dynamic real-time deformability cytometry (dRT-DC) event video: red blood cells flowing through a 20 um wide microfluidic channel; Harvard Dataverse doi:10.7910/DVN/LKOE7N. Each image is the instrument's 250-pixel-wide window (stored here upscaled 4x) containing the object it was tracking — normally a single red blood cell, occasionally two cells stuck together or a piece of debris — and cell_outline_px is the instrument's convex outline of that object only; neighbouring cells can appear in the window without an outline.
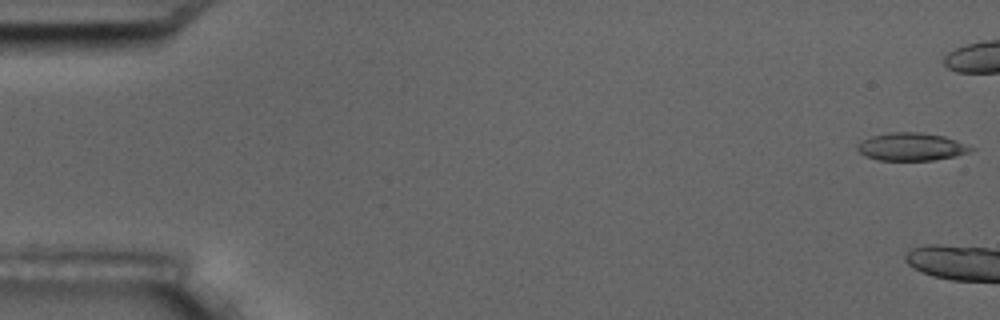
{"species": "common noctule bat (a hibernating species)", "species_latin": "Nyctalus noctula", "temperature_condition": "room temperature", "stored_images_in_passage": 18, "camera_frame_rate_fps": 3000, "um_per_image_px": 0.085, "animal": {"sex": "male", "body_mass_g": 17.5, "forearm_length_mm": 52.3}, "frame": {"image": 1, "passage_image": 1, "time_ms": 0.0, "image_size_px": [1000, 320], "cell_outline_px": [[976, 148], [968, 152], [956, 156], [936, 160], [876, 160], [864, 156], [856, 148], [864, 140], [872, 136], [888, 132], [920, 132], [944, 136], [956, 140]], "centroid_in_image_um": [77.49, 12.48], "position_along_channel_um": 7.5, "area_um2": 18.38}}